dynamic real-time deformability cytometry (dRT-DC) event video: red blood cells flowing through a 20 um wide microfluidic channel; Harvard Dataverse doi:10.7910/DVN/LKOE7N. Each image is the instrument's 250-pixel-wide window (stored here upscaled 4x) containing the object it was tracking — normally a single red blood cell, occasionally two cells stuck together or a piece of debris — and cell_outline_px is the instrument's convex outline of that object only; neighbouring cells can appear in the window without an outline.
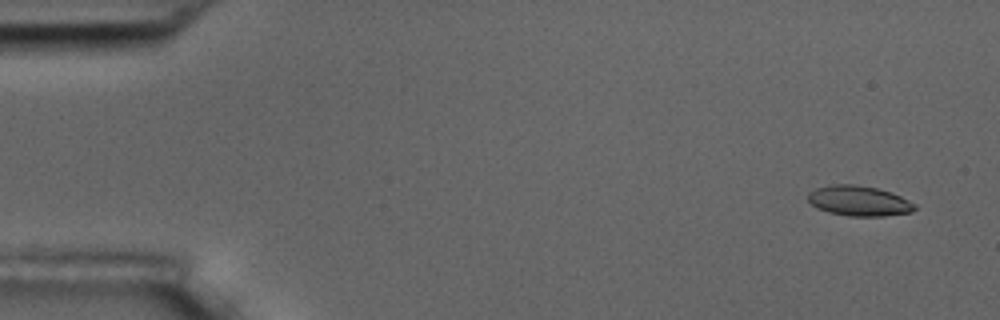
{"species": "common noctule bat (a hibernating species)", "species_latin": "Nyctalus noctula", "temperature_condition": "room temperature", "stored_images_in_passage": 5, "camera_frame_rate_fps": 3000, "um_per_image_px": 0.085, "animal": {"sex": "male", "body_mass_g": 17.5, "forearm_length_mm": 52.3}, "frame": {"image": 1, "passage_image": 1, "time_ms": 0.0, "image_size_px": [1000, 320], "cell_outline_px": [[916, 208], [912, 212], [884, 216], [848, 216], [828, 212], [816, 208], [808, 200], [808, 192], [816, 188], [828, 184], [856, 184], [876, 188], [892, 192], [916, 204]], "centroid_in_image_um": [73.0, 17.07], "position_along_channel_um": 12.0, "area_um2": 18.96}}
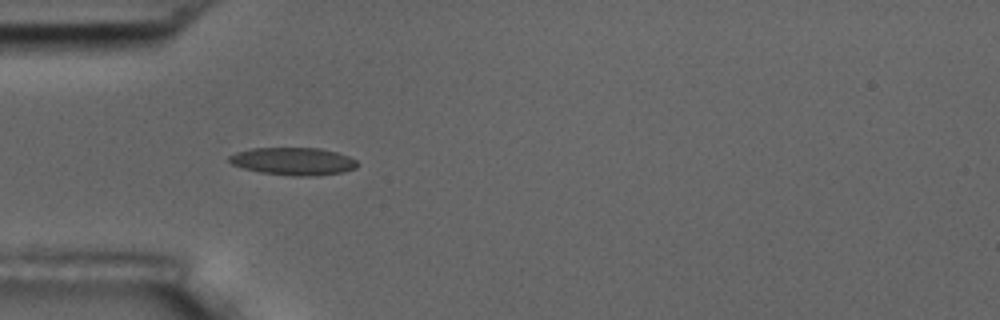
{"frame": {"image": 2, "passage_image": 5, "time_ms": 4.667, "image_size_px": [1000, 320], "cell_outline_px": [[360, 164], [356, 168], [344, 172], [320, 176], [292, 176], [260, 172], [244, 168], [232, 164], [228, 160], [228, 156], [236, 152], [252, 148], [320, 148], [336, 152], [348, 156], [356, 160]], "centroid_in_image_um": [24.96, 13.72], "position_along_channel_um": 60.0, "area_um2": 20.81}}